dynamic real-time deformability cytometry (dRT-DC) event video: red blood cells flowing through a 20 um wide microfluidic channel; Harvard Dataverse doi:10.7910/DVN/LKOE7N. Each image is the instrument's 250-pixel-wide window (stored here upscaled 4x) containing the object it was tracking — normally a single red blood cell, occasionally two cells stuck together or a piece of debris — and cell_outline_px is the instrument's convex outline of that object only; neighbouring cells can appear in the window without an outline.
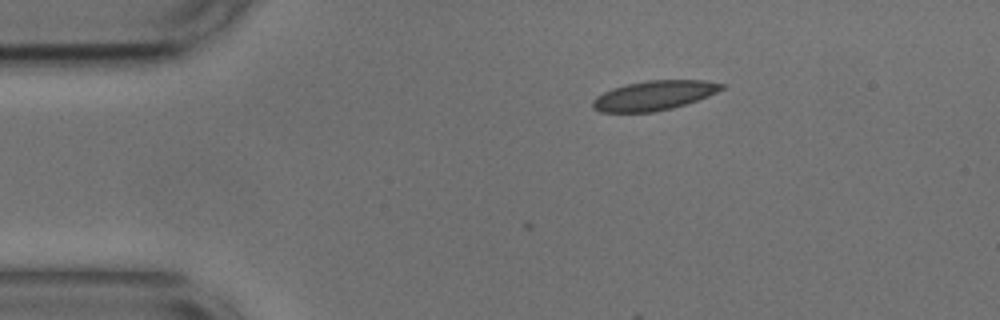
{"species": "common noctule bat (a hibernating species)", "species_latin": "Nyctalus noctula", "temperature_condition": "cold", "stored_images_in_passage": 4, "camera_frame_rate_fps": 3000, "um_per_image_px": 0.085, "animal": {"sex": "male", "body_mass_g": 17.9, "forearm_length_mm": 54.2}, "frame": {"image": 1, "passage_image": 1, "time_ms": 0.0, "image_size_px": [1000, 320], "cell_outline_px": [[728, 84], [724, 88], [708, 96], [672, 108], [652, 112], [600, 112], [592, 108], [592, 100], [596, 96], [612, 88], [628, 84], [648, 80], [704, 80]], "centroid_in_image_um": [55.59, 8.11], "position_along_channel_um": 29.4, "area_um2": 22.14}}